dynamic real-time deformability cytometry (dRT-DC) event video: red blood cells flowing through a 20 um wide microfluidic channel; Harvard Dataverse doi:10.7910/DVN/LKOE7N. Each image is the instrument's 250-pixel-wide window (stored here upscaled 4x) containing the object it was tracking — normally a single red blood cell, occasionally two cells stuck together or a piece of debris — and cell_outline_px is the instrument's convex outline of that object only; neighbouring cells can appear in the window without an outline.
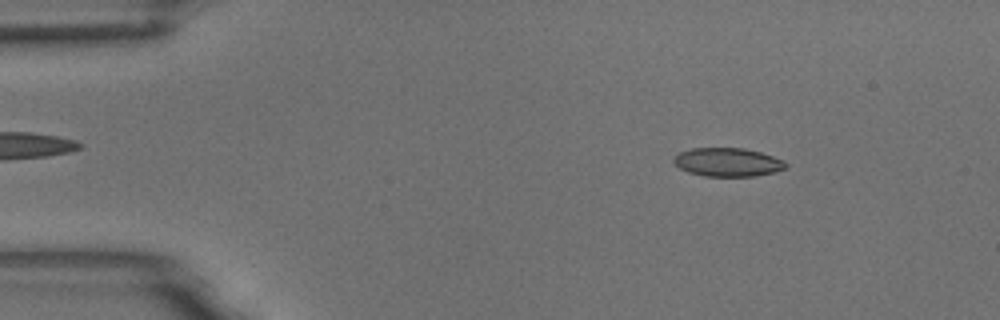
{"species": "common noctule bat (a hibernating species)", "species_latin": "Nyctalus noctula", "temperature_condition": "room temperature", "stored_images_in_passage": 15, "camera_frame_rate_fps": 3000, "um_per_image_px": 0.085, "animal": {"sex": "male", "body_mass_g": 18.8}, "frame": {"image": 1, "passage_image": 3, "time_ms": 0.667, "image_size_px": [1000, 320], "cell_outline_px": [[788, 164], [784, 168], [772, 172], [752, 176], [704, 176], [688, 172], [680, 168], [672, 160], [680, 152], [692, 148], [744, 148], [760, 152], [784, 160]], "centroid_in_image_um": [61.84, 13.78], "position_along_channel_um": 23.2, "area_um2": 18.44}}
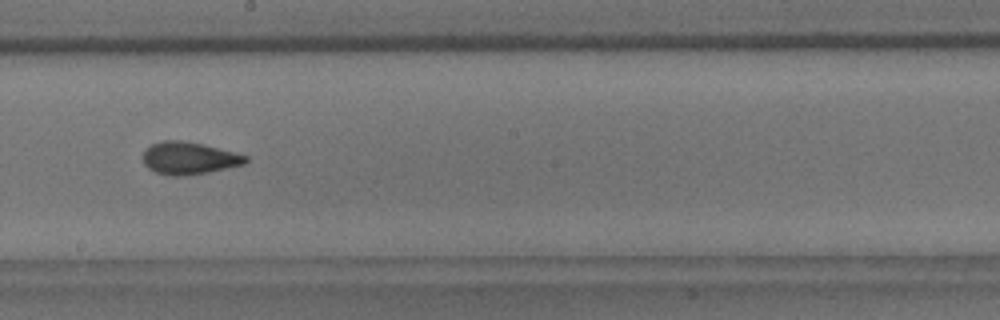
{"frame": {"image": 2, "passage_image": 9, "time_ms": 2.667, "image_size_px": [1000, 320], "cell_outline_px": [[248, 160], [244, 164], [208, 172], [184, 176], [168, 176], [156, 172], [148, 168], [144, 164], [144, 148], [152, 144], [164, 140], [180, 140], [200, 144], [236, 152], [248, 156]], "centroid_in_image_um": [16.05, 13.45], "position_along_channel_um": 232.1, "area_um2": 19.31}}
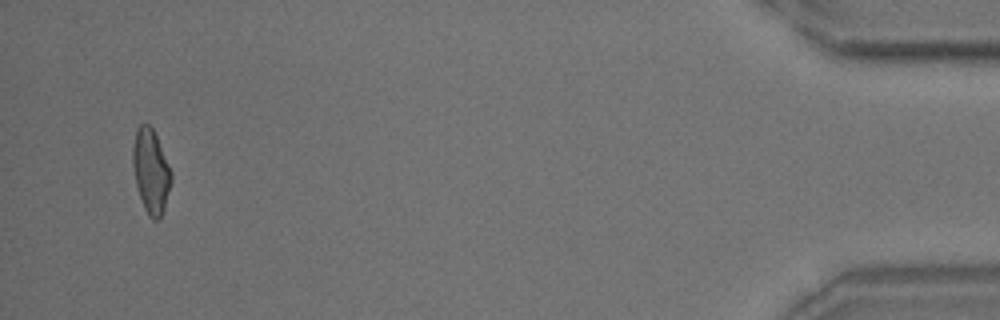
{"frame": {"image": 3, "passage_image": 15, "time_ms": 4.667, "image_size_px": [1000, 320], "cell_outline_px": [[172, 180], [164, 208], [160, 220], [152, 220], [148, 216], [144, 208], [136, 184], [132, 164], [132, 148], [136, 128], [140, 124], [148, 124], [152, 128], [156, 136], [172, 172]], "centroid_in_image_um": [12.82, 14.56], "position_along_channel_um": 422.4, "area_um2": 18.84}}